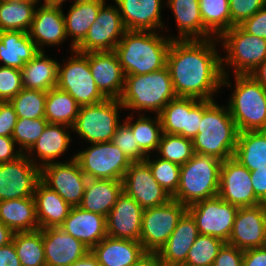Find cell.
<instances>
[{"mask_svg": "<svg viewBox=\"0 0 266 266\" xmlns=\"http://www.w3.org/2000/svg\"><path fill=\"white\" fill-rule=\"evenodd\" d=\"M215 37L172 40L166 66L177 97L213 100L222 86V59Z\"/></svg>", "mask_w": 266, "mask_h": 266, "instance_id": "6da1fadb", "label": "cell"}, {"mask_svg": "<svg viewBox=\"0 0 266 266\" xmlns=\"http://www.w3.org/2000/svg\"><path fill=\"white\" fill-rule=\"evenodd\" d=\"M173 39L156 31L127 30L114 49L124 75H143L165 68Z\"/></svg>", "mask_w": 266, "mask_h": 266, "instance_id": "7a4b0ae2", "label": "cell"}, {"mask_svg": "<svg viewBox=\"0 0 266 266\" xmlns=\"http://www.w3.org/2000/svg\"><path fill=\"white\" fill-rule=\"evenodd\" d=\"M225 107L214 101L203 112L198 134L192 139L194 153L221 161L234 156L239 131Z\"/></svg>", "mask_w": 266, "mask_h": 266, "instance_id": "3957f363", "label": "cell"}, {"mask_svg": "<svg viewBox=\"0 0 266 266\" xmlns=\"http://www.w3.org/2000/svg\"><path fill=\"white\" fill-rule=\"evenodd\" d=\"M177 98L167 66L143 75H126L120 103L124 109L147 110L156 115Z\"/></svg>", "mask_w": 266, "mask_h": 266, "instance_id": "277c9868", "label": "cell"}, {"mask_svg": "<svg viewBox=\"0 0 266 266\" xmlns=\"http://www.w3.org/2000/svg\"><path fill=\"white\" fill-rule=\"evenodd\" d=\"M221 164L215 157L194 153L181 165L179 186L172 198L188 207L217 196Z\"/></svg>", "mask_w": 266, "mask_h": 266, "instance_id": "5b68a950", "label": "cell"}, {"mask_svg": "<svg viewBox=\"0 0 266 266\" xmlns=\"http://www.w3.org/2000/svg\"><path fill=\"white\" fill-rule=\"evenodd\" d=\"M234 76L227 107L238 131H266V88L249 74Z\"/></svg>", "mask_w": 266, "mask_h": 266, "instance_id": "8992f818", "label": "cell"}, {"mask_svg": "<svg viewBox=\"0 0 266 266\" xmlns=\"http://www.w3.org/2000/svg\"><path fill=\"white\" fill-rule=\"evenodd\" d=\"M218 40L223 42L222 46L227 53L225 58H221L224 75L222 79L223 86H231L225 65L226 67L234 68V75L250 74L258 65L266 60V39L248 34L239 26H233L225 31Z\"/></svg>", "mask_w": 266, "mask_h": 266, "instance_id": "52a82bcc", "label": "cell"}, {"mask_svg": "<svg viewBox=\"0 0 266 266\" xmlns=\"http://www.w3.org/2000/svg\"><path fill=\"white\" fill-rule=\"evenodd\" d=\"M119 109L124 107L118 99L80 106L72 130L91 144L110 142L120 124Z\"/></svg>", "mask_w": 266, "mask_h": 266, "instance_id": "ba28073f", "label": "cell"}, {"mask_svg": "<svg viewBox=\"0 0 266 266\" xmlns=\"http://www.w3.org/2000/svg\"><path fill=\"white\" fill-rule=\"evenodd\" d=\"M74 57L58 64L57 88L69 93L80 106L94 105L106 98L98 90L89 68V52L72 51ZM76 55V56H75Z\"/></svg>", "mask_w": 266, "mask_h": 266, "instance_id": "9c48e42d", "label": "cell"}, {"mask_svg": "<svg viewBox=\"0 0 266 266\" xmlns=\"http://www.w3.org/2000/svg\"><path fill=\"white\" fill-rule=\"evenodd\" d=\"M186 211L187 207L173 198L165 204L144 209L139 241L144 251L157 254Z\"/></svg>", "mask_w": 266, "mask_h": 266, "instance_id": "30bf717a", "label": "cell"}, {"mask_svg": "<svg viewBox=\"0 0 266 266\" xmlns=\"http://www.w3.org/2000/svg\"><path fill=\"white\" fill-rule=\"evenodd\" d=\"M75 159L88 179L122 181L132 163L111 141L92 144L76 153Z\"/></svg>", "mask_w": 266, "mask_h": 266, "instance_id": "8fae6325", "label": "cell"}, {"mask_svg": "<svg viewBox=\"0 0 266 266\" xmlns=\"http://www.w3.org/2000/svg\"><path fill=\"white\" fill-rule=\"evenodd\" d=\"M238 209L218 195L187 207V211L196 221L200 235L216 237L225 243L231 235Z\"/></svg>", "mask_w": 266, "mask_h": 266, "instance_id": "7c38bea8", "label": "cell"}, {"mask_svg": "<svg viewBox=\"0 0 266 266\" xmlns=\"http://www.w3.org/2000/svg\"><path fill=\"white\" fill-rule=\"evenodd\" d=\"M213 102L185 97L171 100L158 114L162 132L193 139L198 134L203 112Z\"/></svg>", "mask_w": 266, "mask_h": 266, "instance_id": "4fadbf2b", "label": "cell"}, {"mask_svg": "<svg viewBox=\"0 0 266 266\" xmlns=\"http://www.w3.org/2000/svg\"><path fill=\"white\" fill-rule=\"evenodd\" d=\"M41 181V168L25 153L13 161L0 163V201L34 197Z\"/></svg>", "mask_w": 266, "mask_h": 266, "instance_id": "5bb4252c", "label": "cell"}, {"mask_svg": "<svg viewBox=\"0 0 266 266\" xmlns=\"http://www.w3.org/2000/svg\"><path fill=\"white\" fill-rule=\"evenodd\" d=\"M87 180L75 155L69 162L57 161L41 168V181L71 207L80 205Z\"/></svg>", "mask_w": 266, "mask_h": 266, "instance_id": "9a60e30c", "label": "cell"}, {"mask_svg": "<svg viewBox=\"0 0 266 266\" xmlns=\"http://www.w3.org/2000/svg\"><path fill=\"white\" fill-rule=\"evenodd\" d=\"M126 31L118 7L105 6L104 3L86 37L75 50L81 53L114 51Z\"/></svg>", "mask_w": 266, "mask_h": 266, "instance_id": "2e32d148", "label": "cell"}, {"mask_svg": "<svg viewBox=\"0 0 266 266\" xmlns=\"http://www.w3.org/2000/svg\"><path fill=\"white\" fill-rule=\"evenodd\" d=\"M218 196L238 208L259 205L251 172L234 157L222 161Z\"/></svg>", "mask_w": 266, "mask_h": 266, "instance_id": "e0dca14e", "label": "cell"}, {"mask_svg": "<svg viewBox=\"0 0 266 266\" xmlns=\"http://www.w3.org/2000/svg\"><path fill=\"white\" fill-rule=\"evenodd\" d=\"M122 181L123 191L143 209L157 207L172 199L154 179L145 161L132 162Z\"/></svg>", "mask_w": 266, "mask_h": 266, "instance_id": "ac0fdd59", "label": "cell"}, {"mask_svg": "<svg viewBox=\"0 0 266 266\" xmlns=\"http://www.w3.org/2000/svg\"><path fill=\"white\" fill-rule=\"evenodd\" d=\"M227 243L243 251L266 246V209L261 205L239 208Z\"/></svg>", "mask_w": 266, "mask_h": 266, "instance_id": "d6986e66", "label": "cell"}, {"mask_svg": "<svg viewBox=\"0 0 266 266\" xmlns=\"http://www.w3.org/2000/svg\"><path fill=\"white\" fill-rule=\"evenodd\" d=\"M40 7V8H39ZM34 13L28 34L39 51L44 45H60L67 38L61 3H43Z\"/></svg>", "mask_w": 266, "mask_h": 266, "instance_id": "ffe728a7", "label": "cell"}, {"mask_svg": "<svg viewBox=\"0 0 266 266\" xmlns=\"http://www.w3.org/2000/svg\"><path fill=\"white\" fill-rule=\"evenodd\" d=\"M143 210L123 191L106 216L107 236L140 241Z\"/></svg>", "mask_w": 266, "mask_h": 266, "instance_id": "44dd1931", "label": "cell"}, {"mask_svg": "<svg viewBox=\"0 0 266 266\" xmlns=\"http://www.w3.org/2000/svg\"><path fill=\"white\" fill-rule=\"evenodd\" d=\"M89 68L98 90L106 99H120L125 75L114 51L89 52Z\"/></svg>", "mask_w": 266, "mask_h": 266, "instance_id": "7402d4cb", "label": "cell"}, {"mask_svg": "<svg viewBox=\"0 0 266 266\" xmlns=\"http://www.w3.org/2000/svg\"><path fill=\"white\" fill-rule=\"evenodd\" d=\"M43 246L46 266H71L90 251L60 227L43 229Z\"/></svg>", "mask_w": 266, "mask_h": 266, "instance_id": "603a6c76", "label": "cell"}, {"mask_svg": "<svg viewBox=\"0 0 266 266\" xmlns=\"http://www.w3.org/2000/svg\"><path fill=\"white\" fill-rule=\"evenodd\" d=\"M195 219L186 211L179 219L175 230L157 255L162 266H182L189 249L198 237Z\"/></svg>", "mask_w": 266, "mask_h": 266, "instance_id": "cb8c5ba5", "label": "cell"}, {"mask_svg": "<svg viewBox=\"0 0 266 266\" xmlns=\"http://www.w3.org/2000/svg\"><path fill=\"white\" fill-rule=\"evenodd\" d=\"M60 228L90 250L107 236L106 217L79 206L71 207Z\"/></svg>", "mask_w": 266, "mask_h": 266, "instance_id": "d4e9b609", "label": "cell"}, {"mask_svg": "<svg viewBox=\"0 0 266 266\" xmlns=\"http://www.w3.org/2000/svg\"><path fill=\"white\" fill-rule=\"evenodd\" d=\"M127 30L156 31L161 21L162 0H114Z\"/></svg>", "mask_w": 266, "mask_h": 266, "instance_id": "484cf974", "label": "cell"}, {"mask_svg": "<svg viewBox=\"0 0 266 266\" xmlns=\"http://www.w3.org/2000/svg\"><path fill=\"white\" fill-rule=\"evenodd\" d=\"M90 251L101 266H132L147 254L139 241L110 236Z\"/></svg>", "mask_w": 266, "mask_h": 266, "instance_id": "4316f807", "label": "cell"}, {"mask_svg": "<svg viewBox=\"0 0 266 266\" xmlns=\"http://www.w3.org/2000/svg\"><path fill=\"white\" fill-rule=\"evenodd\" d=\"M122 192L123 181L88 179L79 207L106 217Z\"/></svg>", "mask_w": 266, "mask_h": 266, "instance_id": "83f0119b", "label": "cell"}, {"mask_svg": "<svg viewBox=\"0 0 266 266\" xmlns=\"http://www.w3.org/2000/svg\"><path fill=\"white\" fill-rule=\"evenodd\" d=\"M34 201L39 229L60 227L71 206L42 181L37 184Z\"/></svg>", "mask_w": 266, "mask_h": 266, "instance_id": "f1b7e54d", "label": "cell"}, {"mask_svg": "<svg viewBox=\"0 0 266 266\" xmlns=\"http://www.w3.org/2000/svg\"><path fill=\"white\" fill-rule=\"evenodd\" d=\"M40 51L28 32L20 30L0 31V61L6 67L22 69Z\"/></svg>", "mask_w": 266, "mask_h": 266, "instance_id": "f546056e", "label": "cell"}, {"mask_svg": "<svg viewBox=\"0 0 266 266\" xmlns=\"http://www.w3.org/2000/svg\"><path fill=\"white\" fill-rule=\"evenodd\" d=\"M71 127L64 124H47L43 133L35 142V144L25 154L27 157L37 164L32 156L36 151V156L42 161L38 166H43L53 163L55 158L60 157L67 149L71 141L70 132H67ZM67 129V130H66ZM30 154V155H28ZM35 160V161H34ZM54 160V161H53Z\"/></svg>", "mask_w": 266, "mask_h": 266, "instance_id": "4dcf8cb0", "label": "cell"}, {"mask_svg": "<svg viewBox=\"0 0 266 266\" xmlns=\"http://www.w3.org/2000/svg\"><path fill=\"white\" fill-rule=\"evenodd\" d=\"M167 5L173 11L179 37L175 39H211L212 34L204 27L199 0H168Z\"/></svg>", "mask_w": 266, "mask_h": 266, "instance_id": "1f68e13d", "label": "cell"}, {"mask_svg": "<svg viewBox=\"0 0 266 266\" xmlns=\"http://www.w3.org/2000/svg\"><path fill=\"white\" fill-rule=\"evenodd\" d=\"M68 16L64 14L66 35L71 36V50L84 40L89 28L95 22L101 6L105 0H74Z\"/></svg>", "mask_w": 266, "mask_h": 266, "instance_id": "d6a6232c", "label": "cell"}, {"mask_svg": "<svg viewBox=\"0 0 266 266\" xmlns=\"http://www.w3.org/2000/svg\"><path fill=\"white\" fill-rule=\"evenodd\" d=\"M0 222L14 233L38 230L34 197L0 201Z\"/></svg>", "mask_w": 266, "mask_h": 266, "instance_id": "836d02e7", "label": "cell"}, {"mask_svg": "<svg viewBox=\"0 0 266 266\" xmlns=\"http://www.w3.org/2000/svg\"><path fill=\"white\" fill-rule=\"evenodd\" d=\"M44 53L40 51L21 69L23 88L48 92L57 86L59 63Z\"/></svg>", "mask_w": 266, "mask_h": 266, "instance_id": "e575fe53", "label": "cell"}, {"mask_svg": "<svg viewBox=\"0 0 266 266\" xmlns=\"http://www.w3.org/2000/svg\"><path fill=\"white\" fill-rule=\"evenodd\" d=\"M233 157L249 171L266 168V131L239 132Z\"/></svg>", "mask_w": 266, "mask_h": 266, "instance_id": "d590c367", "label": "cell"}, {"mask_svg": "<svg viewBox=\"0 0 266 266\" xmlns=\"http://www.w3.org/2000/svg\"><path fill=\"white\" fill-rule=\"evenodd\" d=\"M80 105L67 92L59 88H51L47 92L45 119L49 124H64L73 127Z\"/></svg>", "mask_w": 266, "mask_h": 266, "instance_id": "8d00e7d4", "label": "cell"}, {"mask_svg": "<svg viewBox=\"0 0 266 266\" xmlns=\"http://www.w3.org/2000/svg\"><path fill=\"white\" fill-rule=\"evenodd\" d=\"M21 266H46L43 229L16 232L12 240Z\"/></svg>", "mask_w": 266, "mask_h": 266, "instance_id": "74e56055", "label": "cell"}, {"mask_svg": "<svg viewBox=\"0 0 266 266\" xmlns=\"http://www.w3.org/2000/svg\"><path fill=\"white\" fill-rule=\"evenodd\" d=\"M39 1L0 2V31L28 32Z\"/></svg>", "mask_w": 266, "mask_h": 266, "instance_id": "f35d334b", "label": "cell"}, {"mask_svg": "<svg viewBox=\"0 0 266 266\" xmlns=\"http://www.w3.org/2000/svg\"><path fill=\"white\" fill-rule=\"evenodd\" d=\"M133 115H128L126 123L132 130L139 148L148 156L151 151H157L162 136V127L159 115L154 119L141 115L134 123L131 119Z\"/></svg>", "mask_w": 266, "mask_h": 266, "instance_id": "ab89813d", "label": "cell"}, {"mask_svg": "<svg viewBox=\"0 0 266 266\" xmlns=\"http://www.w3.org/2000/svg\"><path fill=\"white\" fill-rule=\"evenodd\" d=\"M204 27L218 39L231 28L229 0H199Z\"/></svg>", "mask_w": 266, "mask_h": 266, "instance_id": "60d3db41", "label": "cell"}, {"mask_svg": "<svg viewBox=\"0 0 266 266\" xmlns=\"http://www.w3.org/2000/svg\"><path fill=\"white\" fill-rule=\"evenodd\" d=\"M47 92L23 88L9 102L18 118H45Z\"/></svg>", "mask_w": 266, "mask_h": 266, "instance_id": "b9f144b4", "label": "cell"}, {"mask_svg": "<svg viewBox=\"0 0 266 266\" xmlns=\"http://www.w3.org/2000/svg\"><path fill=\"white\" fill-rule=\"evenodd\" d=\"M157 151L161 154L159 158L180 166L187 163L194 154L192 139L168 133H162Z\"/></svg>", "mask_w": 266, "mask_h": 266, "instance_id": "7bdbcfd3", "label": "cell"}, {"mask_svg": "<svg viewBox=\"0 0 266 266\" xmlns=\"http://www.w3.org/2000/svg\"><path fill=\"white\" fill-rule=\"evenodd\" d=\"M224 244V241L216 237L198 235L182 266H213L214 260Z\"/></svg>", "mask_w": 266, "mask_h": 266, "instance_id": "ee69618b", "label": "cell"}, {"mask_svg": "<svg viewBox=\"0 0 266 266\" xmlns=\"http://www.w3.org/2000/svg\"><path fill=\"white\" fill-rule=\"evenodd\" d=\"M144 161L149 165L154 179L172 197L179 186L181 166L161 158L150 160V155Z\"/></svg>", "mask_w": 266, "mask_h": 266, "instance_id": "f6af8a7d", "label": "cell"}, {"mask_svg": "<svg viewBox=\"0 0 266 266\" xmlns=\"http://www.w3.org/2000/svg\"><path fill=\"white\" fill-rule=\"evenodd\" d=\"M47 124L48 121L45 118H18L12 133L14 142L22 147L18 148V150L23 153L27 152L41 136Z\"/></svg>", "mask_w": 266, "mask_h": 266, "instance_id": "bcb514c9", "label": "cell"}, {"mask_svg": "<svg viewBox=\"0 0 266 266\" xmlns=\"http://www.w3.org/2000/svg\"><path fill=\"white\" fill-rule=\"evenodd\" d=\"M117 126L111 142L116 145L131 162H142L147 155L139 148L129 125L123 121Z\"/></svg>", "mask_w": 266, "mask_h": 266, "instance_id": "7dc6e473", "label": "cell"}, {"mask_svg": "<svg viewBox=\"0 0 266 266\" xmlns=\"http://www.w3.org/2000/svg\"><path fill=\"white\" fill-rule=\"evenodd\" d=\"M21 70L0 65V102H8L21 90Z\"/></svg>", "mask_w": 266, "mask_h": 266, "instance_id": "c3c4849f", "label": "cell"}, {"mask_svg": "<svg viewBox=\"0 0 266 266\" xmlns=\"http://www.w3.org/2000/svg\"><path fill=\"white\" fill-rule=\"evenodd\" d=\"M266 6V0H229L231 28L251 18L257 11Z\"/></svg>", "mask_w": 266, "mask_h": 266, "instance_id": "681fc988", "label": "cell"}, {"mask_svg": "<svg viewBox=\"0 0 266 266\" xmlns=\"http://www.w3.org/2000/svg\"><path fill=\"white\" fill-rule=\"evenodd\" d=\"M238 26L248 34L266 39V6Z\"/></svg>", "mask_w": 266, "mask_h": 266, "instance_id": "f907efd6", "label": "cell"}, {"mask_svg": "<svg viewBox=\"0 0 266 266\" xmlns=\"http://www.w3.org/2000/svg\"><path fill=\"white\" fill-rule=\"evenodd\" d=\"M243 250L225 243L214 260L213 266H242Z\"/></svg>", "mask_w": 266, "mask_h": 266, "instance_id": "816d5d0a", "label": "cell"}, {"mask_svg": "<svg viewBox=\"0 0 266 266\" xmlns=\"http://www.w3.org/2000/svg\"><path fill=\"white\" fill-rule=\"evenodd\" d=\"M18 116L10 102H0V136L12 137Z\"/></svg>", "mask_w": 266, "mask_h": 266, "instance_id": "f5cc1de1", "label": "cell"}, {"mask_svg": "<svg viewBox=\"0 0 266 266\" xmlns=\"http://www.w3.org/2000/svg\"><path fill=\"white\" fill-rule=\"evenodd\" d=\"M15 145L12 137L0 136V163L13 161L23 154L20 150H14Z\"/></svg>", "mask_w": 266, "mask_h": 266, "instance_id": "db71d44e", "label": "cell"}, {"mask_svg": "<svg viewBox=\"0 0 266 266\" xmlns=\"http://www.w3.org/2000/svg\"><path fill=\"white\" fill-rule=\"evenodd\" d=\"M242 266H266V246L244 250Z\"/></svg>", "mask_w": 266, "mask_h": 266, "instance_id": "11a10c76", "label": "cell"}, {"mask_svg": "<svg viewBox=\"0 0 266 266\" xmlns=\"http://www.w3.org/2000/svg\"><path fill=\"white\" fill-rule=\"evenodd\" d=\"M250 172L254 194L260 199L266 193V168Z\"/></svg>", "mask_w": 266, "mask_h": 266, "instance_id": "9f6ffc18", "label": "cell"}, {"mask_svg": "<svg viewBox=\"0 0 266 266\" xmlns=\"http://www.w3.org/2000/svg\"><path fill=\"white\" fill-rule=\"evenodd\" d=\"M0 266H21L13 242L0 247Z\"/></svg>", "mask_w": 266, "mask_h": 266, "instance_id": "6f0895ef", "label": "cell"}, {"mask_svg": "<svg viewBox=\"0 0 266 266\" xmlns=\"http://www.w3.org/2000/svg\"><path fill=\"white\" fill-rule=\"evenodd\" d=\"M249 75L266 88V60L258 65Z\"/></svg>", "mask_w": 266, "mask_h": 266, "instance_id": "680465c9", "label": "cell"}, {"mask_svg": "<svg viewBox=\"0 0 266 266\" xmlns=\"http://www.w3.org/2000/svg\"><path fill=\"white\" fill-rule=\"evenodd\" d=\"M13 236L14 232L9 227L0 222V247L11 243Z\"/></svg>", "mask_w": 266, "mask_h": 266, "instance_id": "91938a15", "label": "cell"}, {"mask_svg": "<svg viewBox=\"0 0 266 266\" xmlns=\"http://www.w3.org/2000/svg\"><path fill=\"white\" fill-rule=\"evenodd\" d=\"M132 266H162L157 254L147 253L136 264Z\"/></svg>", "mask_w": 266, "mask_h": 266, "instance_id": "94428289", "label": "cell"}, {"mask_svg": "<svg viewBox=\"0 0 266 266\" xmlns=\"http://www.w3.org/2000/svg\"><path fill=\"white\" fill-rule=\"evenodd\" d=\"M71 266H101L97 258L89 251L83 258L75 261Z\"/></svg>", "mask_w": 266, "mask_h": 266, "instance_id": "6125c7cd", "label": "cell"}, {"mask_svg": "<svg viewBox=\"0 0 266 266\" xmlns=\"http://www.w3.org/2000/svg\"><path fill=\"white\" fill-rule=\"evenodd\" d=\"M259 205L266 209V193L259 199Z\"/></svg>", "mask_w": 266, "mask_h": 266, "instance_id": "be15d7a7", "label": "cell"}, {"mask_svg": "<svg viewBox=\"0 0 266 266\" xmlns=\"http://www.w3.org/2000/svg\"><path fill=\"white\" fill-rule=\"evenodd\" d=\"M22 1H40V0H0V2H12V3H17Z\"/></svg>", "mask_w": 266, "mask_h": 266, "instance_id": "e7e4bbea", "label": "cell"}, {"mask_svg": "<svg viewBox=\"0 0 266 266\" xmlns=\"http://www.w3.org/2000/svg\"><path fill=\"white\" fill-rule=\"evenodd\" d=\"M44 3H61V5H63V2L65 0H43Z\"/></svg>", "mask_w": 266, "mask_h": 266, "instance_id": "03108f58", "label": "cell"}]
</instances>
